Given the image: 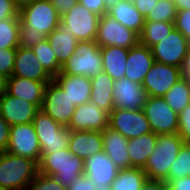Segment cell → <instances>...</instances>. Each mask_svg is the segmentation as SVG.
I'll use <instances>...</instances> for the list:
<instances>
[{"label":"cell","mask_w":190,"mask_h":190,"mask_svg":"<svg viewBox=\"0 0 190 190\" xmlns=\"http://www.w3.org/2000/svg\"><path fill=\"white\" fill-rule=\"evenodd\" d=\"M101 71V48L96 40H93L78 41L75 54L62 64L60 73L92 78Z\"/></svg>","instance_id":"5b68a950"},{"label":"cell","mask_w":190,"mask_h":190,"mask_svg":"<svg viewBox=\"0 0 190 190\" xmlns=\"http://www.w3.org/2000/svg\"><path fill=\"white\" fill-rule=\"evenodd\" d=\"M20 39V18L0 20V49L18 48Z\"/></svg>","instance_id":"d6a6232c"},{"label":"cell","mask_w":190,"mask_h":190,"mask_svg":"<svg viewBox=\"0 0 190 190\" xmlns=\"http://www.w3.org/2000/svg\"><path fill=\"white\" fill-rule=\"evenodd\" d=\"M78 2L99 16L107 14L104 0H78Z\"/></svg>","instance_id":"f6af8a7d"},{"label":"cell","mask_w":190,"mask_h":190,"mask_svg":"<svg viewBox=\"0 0 190 190\" xmlns=\"http://www.w3.org/2000/svg\"><path fill=\"white\" fill-rule=\"evenodd\" d=\"M96 185L92 182V180L86 176L81 175L74 182H72L66 189L67 190H95Z\"/></svg>","instance_id":"7bdbcfd3"},{"label":"cell","mask_w":190,"mask_h":190,"mask_svg":"<svg viewBox=\"0 0 190 190\" xmlns=\"http://www.w3.org/2000/svg\"><path fill=\"white\" fill-rule=\"evenodd\" d=\"M15 1H16V3H17L19 6H21L22 4L27 3V2H29L30 0H15Z\"/></svg>","instance_id":"11a10c76"},{"label":"cell","mask_w":190,"mask_h":190,"mask_svg":"<svg viewBox=\"0 0 190 190\" xmlns=\"http://www.w3.org/2000/svg\"><path fill=\"white\" fill-rule=\"evenodd\" d=\"M113 86L114 80L103 70L91 78L90 101L107 113L114 109Z\"/></svg>","instance_id":"cb8c5ba5"},{"label":"cell","mask_w":190,"mask_h":190,"mask_svg":"<svg viewBox=\"0 0 190 190\" xmlns=\"http://www.w3.org/2000/svg\"><path fill=\"white\" fill-rule=\"evenodd\" d=\"M38 110L35 104L14 97L6 91L0 95V114L10 126L32 123Z\"/></svg>","instance_id":"e0dca14e"},{"label":"cell","mask_w":190,"mask_h":190,"mask_svg":"<svg viewBox=\"0 0 190 190\" xmlns=\"http://www.w3.org/2000/svg\"><path fill=\"white\" fill-rule=\"evenodd\" d=\"M38 174V163L9 152L0 153V188L26 190Z\"/></svg>","instance_id":"3957f363"},{"label":"cell","mask_w":190,"mask_h":190,"mask_svg":"<svg viewBox=\"0 0 190 190\" xmlns=\"http://www.w3.org/2000/svg\"><path fill=\"white\" fill-rule=\"evenodd\" d=\"M10 125L0 114V153L7 151L9 144Z\"/></svg>","instance_id":"ee69618b"},{"label":"cell","mask_w":190,"mask_h":190,"mask_svg":"<svg viewBox=\"0 0 190 190\" xmlns=\"http://www.w3.org/2000/svg\"><path fill=\"white\" fill-rule=\"evenodd\" d=\"M147 176L142 168L120 169L117 177L110 184V190H141Z\"/></svg>","instance_id":"f546056e"},{"label":"cell","mask_w":190,"mask_h":190,"mask_svg":"<svg viewBox=\"0 0 190 190\" xmlns=\"http://www.w3.org/2000/svg\"><path fill=\"white\" fill-rule=\"evenodd\" d=\"M113 87L114 109H143L148 95L142 84L124 77L115 80Z\"/></svg>","instance_id":"9a60e30c"},{"label":"cell","mask_w":190,"mask_h":190,"mask_svg":"<svg viewBox=\"0 0 190 190\" xmlns=\"http://www.w3.org/2000/svg\"><path fill=\"white\" fill-rule=\"evenodd\" d=\"M182 77L190 81V48L186 56L184 57L182 66H181Z\"/></svg>","instance_id":"f907efd6"},{"label":"cell","mask_w":190,"mask_h":190,"mask_svg":"<svg viewBox=\"0 0 190 190\" xmlns=\"http://www.w3.org/2000/svg\"><path fill=\"white\" fill-rule=\"evenodd\" d=\"M68 149L82 160L103 151L102 132L70 131Z\"/></svg>","instance_id":"7402d4cb"},{"label":"cell","mask_w":190,"mask_h":190,"mask_svg":"<svg viewBox=\"0 0 190 190\" xmlns=\"http://www.w3.org/2000/svg\"><path fill=\"white\" fill-rule=\"evenodd\" d=\"M174 27L189 41L190 40V10L177 11Z\"/></svg>","instance_id":"60d3db41"},{"label":"cell","mask_w":190,"mask_h":190,"mask_svg":"<svg viewBox=\"0 0 190 190\" xmlns=\"http://www.w3.org/2000/svg\"><path fill=\"white\" fill-rule=\"evenodd\" d=\"M168 190H190V176L167 180Z\"/></svg>","instance_id":"c3c4849f"},{"label":"cell","mask_w":190,"mask_h":190,"mask_svg":"<svg viewBox=\"0 0 190 190\" xmlns=\"http://www.w3.org/2000/svg\"><path fill=\"white\" fill-rule=\"evenodd\" d=\"M76 106L66 92L54 81L45 88L41 110L63 126H68Z\"/></svg>","instance_id":"9c48e42d"},{"label":"cell","mask_w":190,"mask_h":190,"mask_svg":"<svg viewBox=\"0 0 190 190\" xmlns=\"http://www.w3.org/2000/svg\"><path fill=\"white\" fill-rule=\"evenodd\" d=\"M95 190H110L109 187H96Z\"/></svg>","instance_id":"9f6ffc18"},{"label":"cell","mask_w":190,"mask_h":190,"mask_svg":"<svg viewBox=\"0 0 190 190\" xmlns=\"http://www.w3.org/2000/svg\"><path fill=\"white\" fill-rule=\"evenodd\" d=\"M184 140L178 133L159 134L153 152L143 168L147 179L168 180L172 162L176 159Z\"/></svg>","instance_id":"277c9868"},{"label":"cell","mask_w":190,"mask_h":190,"mask_svg":"<svg viewBox=\"0 0 190 190\" xmlns=\"http://www.w3.org/2000/svg\"><path fill=\"white\" fill-rule=\"evenodd\" d=\"M139 10L141 15L146 18L148 13L153 9L158 0H129Z\"/></svg>","instance_id":"bcb514c9"},{"label":"cell","mask_w":190,"mask_h":190,"mask_svg":"<svg viewBox=\"0 0 190 190\" xmlns=\"http://www.w3.org/2000/svg\"><path fill=\"white\" fill-rule=\"evenodd\" d=\"M190 176V143H183L176 159L172 162L168 180Z\"/></svg>","instance_id":"836d02e7"},{"label":"cell","mask_w":190,"mask_h":190,"mask_svg":"<svg viewBox=\"0 0 190 190\" xmlns=\"http://www.w3.org/2000/svg\"><path fill=\"white\" fill-rule=\"evenodd\" d=\"M47 40L50 42L56 58L61 65L75 54L78 40L73 36V32L61 22L58 28L47 36Z\"/></svg>","instance_id":"d4e9b609"},{"label":"cell","mask_w":190,"mask_h":190,"mask_svg":"<svg viewBox=\"0 0 190 190\" xmlns=\"http://www.w3.org/2000/svg\"><path fill=\"white\" fill-rule=\"evenodd\" d=\"M7 77L0 73V95L6 91Z\"/></svg>","instance_id":"f5cc1de1"},{"label":"cell","mask_w":190,"mask_h":190,"mask_svg":"<svg viewBox=\"0 0 190 190\" xmlns=\"http://www.w3.org/2000/svg\"><path fill=\"white\" fill-rule=\"evenodd\" d=\"M41 153H51L53 151L68 148L70 140V130L64 126L58 131V136L38 137Z\"/></svg>","instance_id":"8d00e7d4"},{"label":"cell","mask_w":190,"mask_h":190,"mask_svg":"<svg viewBox=\"0 0 190 190\" xmlns=\"http://www.w3.org/2000/svg\"><path fill=\"white\" fill-rule=\"evenodd\" d=\"M143 111L153 133H178L179 114L171 109L163 97L148 96Z\"/></svg>","instance_id":"8992f818"},{"label":"cell","mask_w":190,"mask_h":190,"mask_svg":"<svg viewBox=\"0 0 190 190\" xmlns=\"http://www.w3.org/2000/svg\"><path fill=\"white\" fill-rule=\"evenodd\" d=\"M154 62L151 48L138 43L128 51L125 78L142 84Z\"/></svg>","instance_id":"ffe728a7"},{"label":"cell","mask_w":190,"mask_h":190,"mask_svg":"<svg viewBox=\"0 0 190 190\" xmlns=\"http://www.w3.org/2000/svg\"><path fill=\"white\" fill-rule=\"evenodd\" d=\"M20 39L23 43L47 39L58 28L61 16L50 0H30L19 6Z\"/></svg>","instance_id":"6da1fadb"},{"label":"cell","mask_w":190,"mask_h":190,"mask_svg":"<svg viewBox=\"0 0 190 190\" xmlns=\"http://www.w3.org/2000/svg\"><path fill=\"white\" fill-rule=\"evenodd\" d=\"M84 175L97 187H109L117 177L119 169L104 151L84 160Z\"/></svg>","instance_id":"ac0fdd59"},{"label":"cell","mask_w":190,"mask_h":190,"mask_svg":"<svg viewBox=\"0 0 190 190\" xmlns=\"http://www.w3.org/2000/svg\"><path fill=\"white\" fill-rule=\"evenodd\" d=\"M27 44L33 50L45 71L54 78L61 71L62 65L58 62L50 42L47 39H39L29 41Z\"/></svg>","instance_id":"f1b7e54d"},{"label":"cell","mask_w":190,"mask_h":190,"mask_svg":"<svg viewBox=\"0 0 190 190\" xmlns=\"http://www.w3.org/2000/svg\"><path fill=\"white\" fill-rule=\"evenodd\" d=\"M177 11L190 10V0H174Z\"/></svg>","instance_id":"816d5d0a"},{"label":"cell","mask_w":190,"mask_h":190,"mask_svg":"<svg viewBox=\"0 0 190 190\" xmlns=\"http://www.w3.org/2000/svg\"><path fill=\"white\" fill-rule=\"evenodd\" d=\"M26 190H67L56 178L38 173Z\"/></svg>","instance_id":"74e56055"},{"label":"cell","mask_w":190,"mask_h":190,"mask_svg":"<svg viewBox=\"0 0 190 190\" xmlns=\"http://www.w3.org/2000/svg\"><path fill=\"white\" fill-rule=\"evenodd\" d=\"M157 143V134L150 132L128 141L130 168H144Z\"/></svg>","instance_id":"83f0119b"},{"label":"cell","mask_w":190,"mask_h":190,"mask_svg":"<svg viewBox=\"0 0 190 190\" xmlns=\"http://www.w3.org/2000/svg\"><path fill=\"white\" fill-rule=\"evenodd\" d=\"M53 80L66 92L75 106L90 101L91 78L59 72Z\"/></svg>","instance_id":"603a6c76"},{"label":"cell","mask_w":190,"mask_h":190,"mask_svg":"<svg viewBox=\"0 0 190 190\" xmlns=\"http://www.w3.org/2000/svg\"><path fill=\"white\" fill-rule=\"evenodd\" d=\"M109 126V113L89 101L78 105L67 128L70 131H99Z\"/></svg>","instance_id":"5bb4252c"},{"label":"cell","mask_w":190,"mask_h":190,"mask_svg":"<svg viewBox=\"0 0 190 190\" xmlns=\"http://www.w3.org/2000/svg\"><path fill=\"white\" fill-rule=\"evenodd\" d=\"M109 127L117 130L127 139H134L152 132L143 109H113L109 113Z\"/></svg>","instance_id":"8fae6325"},{"label":"cell","mask_w":190,"mask_h":190,"mask_svg":"<svg viewBox=\"0 0 190 190\" xmlns=\"http://www.w3.org/2000/svg\"><path fill=\"white\" fill-rule=\"evenodd\" d=\"M50 1L60 16L68 12L78 2V0H50Z\"/></svg>","instance_id":"7dc6e473"},{"label":"cell","mask_w":190,"mask_h":190,"mask_svg":"<svg viewBox=\"0 0 190 190\" xmlns=\"http://www.w3.org/2000/svg\"><path fill=\"white\" fill-rule=\"evenodd\" d=\"M189 41L174 27L168 36L151 47L156 62L181 68Z\"/></svg>","instance_id":"7c38bea8"},{"label":"cell","mask_w":190,"mask_h":190,"mask_svg":"<svg viewBox=\"0 0 190 190\" xmlns=\"http://www.w3.org/2000/svg\"><path fill=\"white\" fill-rule=\"evenodd\" d=\"M121 0H104L106 10L108 11L111 7L115 6Z\"/></svg>","instance_id":"db71d44e"},{"label":"cell","mask_w":190,"mask_h":190,"mask_svg":"<svg viewBox=\"0 0 190 190\" xmlns=\"http://www.w3.org/2000/svg\"><path fill=\"white\" fill-rule=\"evenodd\" d=\"M49 82L11 76L7 78L6 92L14 97L33 103L41 109L44 91Z\"/></svg>","instance_id":"d6986e66"},{"label":"cell","mask_w":190,"mask_h":190,"mask_svg":"<svg viewBox=\"0 0 190 190\" xmlns=\"http://www.w3.org/2000/svg\"><path fill=\"white\" fill-rule=\"evenodd\" d=\"M141 190H168V184L164 180L147 179Z\"/></svg>","instance_id":"681fc988"},{"label":"cell","mask_w":190,"mask_h":190,"mask_svg":"<svg viewBox=\"0 0 190 190\" xmlns=\"http://www.w3.org/2000/svg\"><path fill=\"white\" fill-rule=\"evenodd\" d=\"M100 16L77 2L61 16L60 22L73 32L78 41L96 40Z\"/></svg>","instance_id":"52a82bcc"},{"label":"cell","mask_w":190,"mask_h":190,"mask_svg":"<svg viewBox=\"0 0 190 190\" xmlns=\"http://www.w3.org/2000/svg\"><path fill=\"white\" fill-rule=\"evenodd\" d=\"M100 48L102 54V70L114 81L124 78L129 49L118 46Z\"/></svg>","instance_id":"4316f807"},{"label":"cell","mask_w":190,"mask_h":190,"mask_svg":"<svg viewBox=\"0 0 190 190\" xmlns=\"http://www.w3.org/2000/svg\"><path fill=\"white\" fill-rule=\"evenodd\" d=\"M19 17V5L15 0H0V20Z\"/></svg>","instance_id":"b9f144b4"},{"label":"cell","mask_w":190,"mask_h":190,"mask_svg":"<svg viewBox=\"0 0 190 190\" xmlns=\"http://www.w3.org/2000/svg\"><path fill=\"white\" fill-rule=\"evenodd\" d=\"M16 51L17 48L0 49V73L7 78L12 76Z\"/></svg>","instance_id":"f35d334b"},{"label":"cell","mask_w":190,"mask_h":190,"mask_svg":"<svg viewBox=\"0 0 190 190\" xmlns=\"http://www.w3.org/2000/svg\"><path fill=\"white\" fill-rule=\"evenodd\" d=\"M173 111L179 114L190 104V81L182 77L163 96Z\"/></svg>","instance_id":"1f68e13d"},{"label":"cell","mask_w":190,"mask_h":190,"mask_svg":"<svg viewBox=\"0 0 190 190\" xmlns=\"http://www.w3.org/2000/svg\"><path fill=\"white\" fill-rule=\"evenodd\" d=\"M84 160L74 155L68 148L41 153L38 173L52 176L65 188L84 173Z\"/></svg>","instance_id":"7a4b0ae2"},{"label":"cell","mask_w":190,"mask_h":190,"mask_svg":"<svg viewBox=\"0 0 190 190\" xmlns=\"http://www.w3.org/2000/svg\"><path fill=\"white\" fill-rule=\"evenodd\" d=\"M178 134L185 143H190V104L179 113Z\"/></svg>","instance_id":"ab89813d"},{"label":"cell","mask_w":190,"mask_h":190,"mask_svg":"<svg viewBox=\"0 0 190 190\" xmlns=\"http://www.w3.org/2000/svg\"><path fill=\"white\" fill-rule=\"evenodd\" d=\"M12 76L28 78L35 81L53 80L27 43H22L17 48Z\"/></svg>","instance_id":"2e32d148"},{"label":"cell","mask_w":190,"mask_h":190,"mask_svg":"<svg viewBox=\"0 0 190 190\" xmlns=\"http://www.w3.org/2000/svg\"><path fill=\"white\" fill-rule=\"evenodd\" d=\"M173 28L174 22L145 21L139 35V43L151 48L165 36H168Z\"/></svg>","instance_id":"4dcf8cb0"},{"label":"cell","mask_w":190,"mask_h":190,"mask_svg":"<svg viewBox=\"0 0 190 190\" xmlns=\"http://www.w3.org/2000/svg\"><path fill=\"white\" fill-rule=\"evenodd\" d=\"M177 10L173 0H158L145 21L175 22Z\"/></svg>","instance_id":"d590c367"},{"label":"cell","mask_w":190,"mask_h":190,"mask_svg":"<svg viewBox=\"0 0 190 190\" xmlns=\"http://www.w3.org/2000/svg\"><path fill=\"white\" fill-rule=\"evenodd\" d=\"M96 42L99 47L118 46L130 49L139 43V35L105 14L99 19Z\"/></svg>","instance_id":"ba28073f"},{"label":"cell","mask_w":190,"mask_h":190,"mask_svg":"<svg viewBox=\"0 0 190 190\" xmlns=\"http://www.w3.org/2000/svg\"><path fill=\"white\" fill-rule=\"evenodd\" d=\"M37 137L58 136L64 126L39 109L32 121Z\"/></svg>","instance_id":"e575fe53"},{"label":"cell","mask_w":190,"mask_h":190,"mask_svg":"<svg viewBox=\"0 0 190 190\" xmlns=\"http://www.w3.org/2000/svg\"><path fill=\"white\" fill-rule=\"evenodd\" d=\"M7 152L27 157L39 163L41 147L33 123H24L10 127Z\"/></svg>","instance_id":"30bf717a"},{"label":"cell","mask_w":190,"mask_h":190,"mask_svg":"<svg viewBox=\"0 0 190 190\" xmlns=\"http://www.w3.org/2000/svg\"><path fill=\"white\" fill-rule=\"evenodd\" d=\"M103 151L120 169L130 168V157L128 153V141L117 130L109 126L102 131Z\"/></svg>","instance_id":"44dd1931"},{"label":"cell","mask_w":190,"mask_h":190,"mask_svg":"<svg viewBox=\"0 0 190 190\" xmlns=\"http://www.w3.org/2000/svg\"><path fill=\"white\" fill-rule=\"evenodd\" d=\"M107 15L120 22L126 28L133 30L138 35L142 32L145 17L129 0H121L107 11Z\"/></svg>","instance_id":"484cf974"},{"label":"cell","mask_w":190,"mask_h":190,"mask_svg":"<svg viewBox=\"0 0 190 190\" xmlns=\"http://www.w3.org/2000/svg\"><path fill=\"white\" fill-rule=\"evenodd\" d=\"M181 78L182 73L179 67L155 61L145 75L142 86L148 96L163 97Z\"/></svg>","instance_id":"4fadbf2b"}]
</instances>
